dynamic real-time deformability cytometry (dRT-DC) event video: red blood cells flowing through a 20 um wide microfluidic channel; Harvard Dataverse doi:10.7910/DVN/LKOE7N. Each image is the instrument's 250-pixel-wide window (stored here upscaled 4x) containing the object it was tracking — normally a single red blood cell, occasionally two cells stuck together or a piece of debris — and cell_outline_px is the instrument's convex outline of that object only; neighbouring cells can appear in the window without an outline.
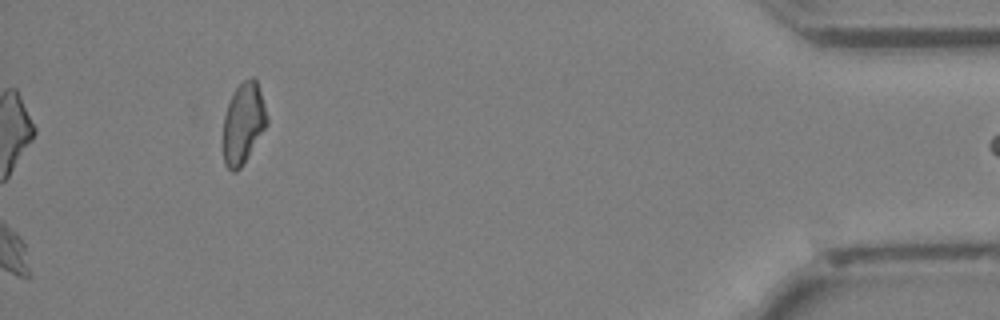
{"species": "Egyptian fruit bat (a non-hibernating species)", "species_latin": "Rousettus aegyptiacus", "temperature_condition": "cold", "stored_images_in_passage": 42, "camera_frame_rate_fps": 3000, "um_per_image_px": 0.085, "animal": {"sex": "female"}, "frame": {"image": 1, "passage_image": 42, "time_ms": 13.667, "image_size_px": [1000, 320], "cell_outline_px": [[268, 124], [248, 156], [240, 168], [236, 172], [232, 172], [224, 164], [224, 116], [232, 92], [244, 80], [252, 76], [256, 76], [268, 116]], "centroid_in_image_um": [20.7, 10.44], "position_along_channel_um": 414.5, "area_um2": 20.69}}